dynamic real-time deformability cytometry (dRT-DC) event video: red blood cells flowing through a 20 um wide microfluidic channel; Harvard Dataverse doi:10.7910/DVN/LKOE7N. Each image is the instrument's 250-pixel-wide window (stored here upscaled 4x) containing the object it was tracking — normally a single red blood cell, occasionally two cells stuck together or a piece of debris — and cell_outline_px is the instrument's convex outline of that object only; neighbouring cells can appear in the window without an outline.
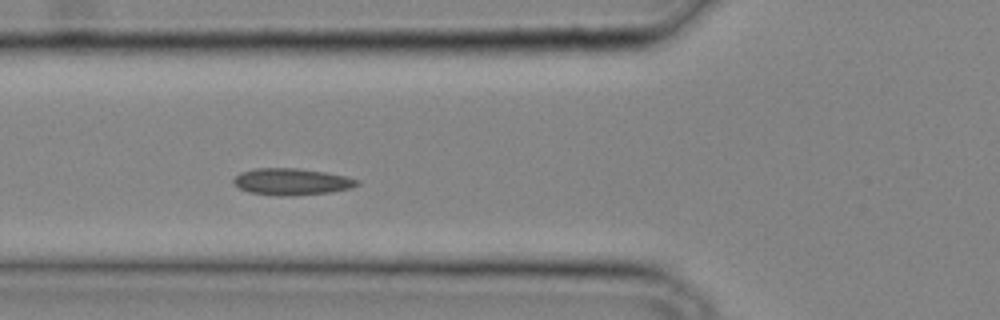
{"species": "common noctule bat (a hibernating species)", "species_latin": "Nyctalus noctula", "temperature_condition": "cold", "stored_images_in_passage": 33, "camera_frame_rate_fps": 3000, "um_per_image_px": 0.085, "animal": {"sex": "male", "body_mass_g": 20.4}, "frame": {"image": 1, "passage_image": 10, "time_ms": 3.0, "image_size_px": [1000, 320], "cell_outline_px": [[360, 184], [352, 188], [328, 192], [292, 196], [280, 196], [248, 192], [232, 184], [232, 180], [240, 172], [256, 168], [296, 168], [324, 172], [344, 176], [360, 180]], "centroid_in_image_um": [24.77, 15.45], "position_along_channel_um": 101.0, "area_um2": 19.25}}
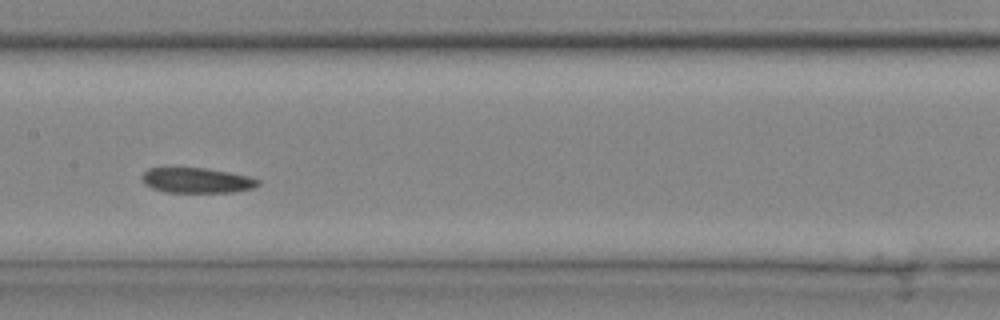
{"frame": {"image": 2, "passage_image": 15, "time_ms": 4.667, "image_size_px": [1000, 320], "cell_outline_px": [[260, 184], [252, 188], [232, 192], [164, 192], [152, 188], [144, 184], [144, 172], [148, 168], [204, 168], [228, 172], [248, 176], [260, 180]], "centroid_in_image_um": [16.74, 15.34], "position_along_channel_um": 190.7, "area_um2": 16.82}}